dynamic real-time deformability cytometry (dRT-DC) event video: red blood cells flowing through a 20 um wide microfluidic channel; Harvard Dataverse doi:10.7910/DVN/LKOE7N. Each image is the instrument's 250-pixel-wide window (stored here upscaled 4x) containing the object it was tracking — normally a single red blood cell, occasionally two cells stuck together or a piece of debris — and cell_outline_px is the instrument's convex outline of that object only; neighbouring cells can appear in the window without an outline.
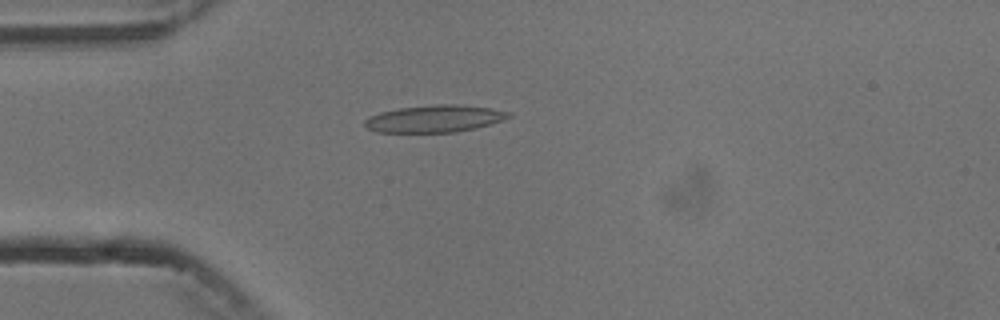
{"species": "common noctule bat (a hibernating species)", "species_latin": "Nyctalus noctula", "temperature_condition": "cold", "stored_images_in_passage": 4, "camera_frame_rate_fps": 3000, "um_per_image_px": 0.085, "animal": {"sex": "male", "body_mass_g": 13.3}, "frame": {"image": 1, "passage_image": 4, "time_ms": 4.333, "image_size_px": [1000, 320], "cell_outline_px": [[512, 116], [504, 120], [476, 128], [456, 132], [376, 132], [368, 128], [364, 124], [364, 120], [368, 116], [380, 112], [400, 108], [432, 104], [456, 104], [488, 108], [512, 112]], "centroid_in_image_um": [36.94, 10.08], "position_along_channel_um": 48.1, "area_um2": 22.83}}